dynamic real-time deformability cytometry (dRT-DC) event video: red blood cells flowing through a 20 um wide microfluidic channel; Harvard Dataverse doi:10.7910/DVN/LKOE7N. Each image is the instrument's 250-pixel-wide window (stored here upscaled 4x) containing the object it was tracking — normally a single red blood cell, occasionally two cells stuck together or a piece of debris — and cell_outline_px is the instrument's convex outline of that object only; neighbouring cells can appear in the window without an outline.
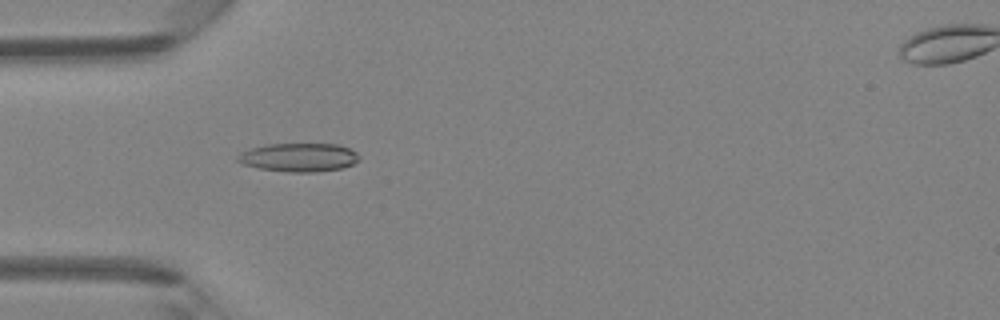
{"species": "Egyptian fruit bat (a non-hibernating species)", "species_latin": "Rousettus aegyptiacus", "temperature_condition": "room temperature", "stored_images_in_passage": 45, "camera_frame_rate_fps": 3000, "um_per_image_px": 0.085, "animal": {"sex": "female"}, "frame": {"image": 1, "passage_image": 13, "time_ms": 4.0, "image_size_px": [1000, 320], "cell_outline_px": [[360, 160], [352, 164], [340, 168], [316, 172], [288, 172], [260, 168], [244, 164], [236, 160], [236, 156], [240, 152], [252, 148], [268, 144], [336, 144], [348, 148], [356, 152], [360, 156]], "centroid_in_image_um": [25.4, 13.37], "position_along_channel_um": 59.6, "area_um2": 20.11}}
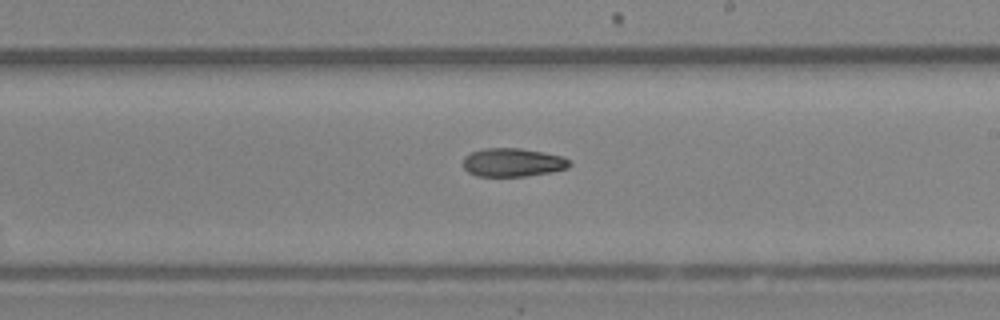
{"frame": {"image": 2, "passage_image": 26, "time_ms": 8.333, "image_size_px": [1000, 320], "cell_outline_px": [[572, 164], [568, 168], [552, 172], [524, 176], [476, 176], [468, 172], [464, 168], [464, 156], [472, 152], [484, 148], [520, 148], [544, 152], [564, 156]], "centroid_in_image_um": [43.6, 13.8], "position_along_channel_um": 245.4, "area_um2": 17.74}}
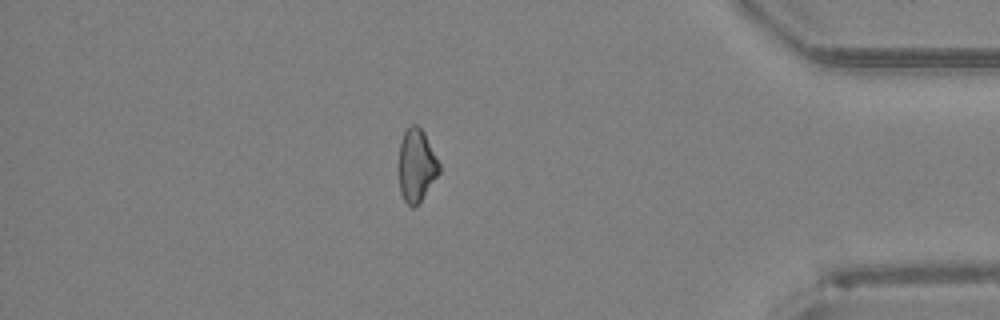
{"frame": {"image": 3, "passage_image": 39, "time_ms": 12.667, "image_size_px": [1000, 320], "cell_outline_px": [[440, 172], [420, 200], [412, 208], [404, 200], [400, 192], [400, 144], [404, 132], [412, 124], [416, 124], [424, 132], [440, 164]], "centroid_in_image_um": [35.41, 14.04], "position_along_channel_um": 399.8, "area_um2": 16.65}, "authors_computed_cell_mechanics": {"area_um2": 18.1492, "velocity_mm_per_s": 4.3558, "shape_relaxation_time_tau1_ms": null, "shape_relaxation_time_tau2_ms": 4.4627, "deformation_change_tau1": null, "deformation_change_tau2": 0.1322}}